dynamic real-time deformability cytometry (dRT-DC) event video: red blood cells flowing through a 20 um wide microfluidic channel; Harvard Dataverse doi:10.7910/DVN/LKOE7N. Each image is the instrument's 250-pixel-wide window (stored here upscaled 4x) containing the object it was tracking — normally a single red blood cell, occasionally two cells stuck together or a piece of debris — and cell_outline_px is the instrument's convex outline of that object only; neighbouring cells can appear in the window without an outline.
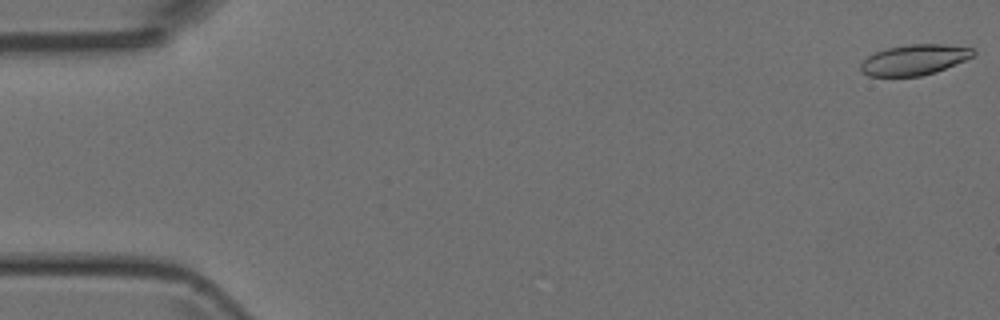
{"species": "Egyptian fruit bat (a non-hibernating species)", "species_latin": "Rousettus aegyptiacus", "temperature_condition": "room temperature", "stored_images_in_passage": 4, "camera_frame_rate_fps": 3000, "um_per_image_px": 0.085, "animal": {"sex": "female"}, "frame": {"image": 1, "passage_image": 1, "time_ms": 0.0, "image_size_px": [1000, 320], "cell_outline_px": [[976, 56], [936, 72], [920, 76], [868, 76], [860, 72], [860, 64], [868, 56], [876, 52], [888, 48], [908, 44], [944, 44], [972, 48], [976, 52]], "centroid_in_image_um": [77.74, 5.08], "position_along_channel_um": 7.3, "area_um2": 20.11}}